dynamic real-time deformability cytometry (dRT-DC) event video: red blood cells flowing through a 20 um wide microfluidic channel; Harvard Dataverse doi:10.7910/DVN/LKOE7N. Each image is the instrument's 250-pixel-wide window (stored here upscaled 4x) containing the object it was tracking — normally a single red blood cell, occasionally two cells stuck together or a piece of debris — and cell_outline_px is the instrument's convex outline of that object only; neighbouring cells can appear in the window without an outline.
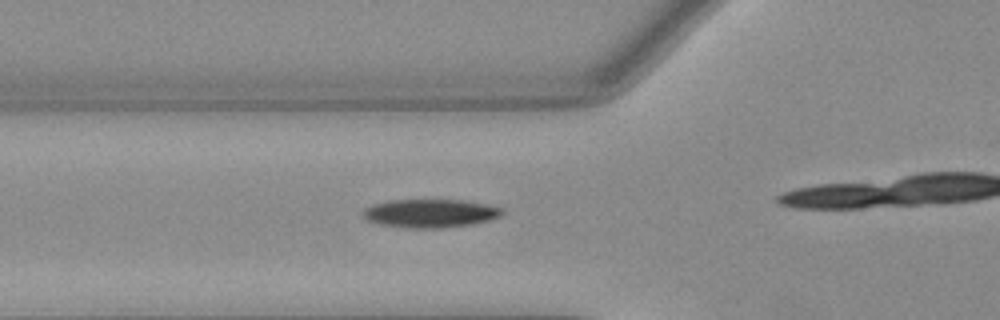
{"species": "Egyptian fruit bat (a non-hibernating species)", "species_latin": "Rousettus aegyptiacus", "temperature_condition": "warm", "stored_images_in_passage": 24, "camera_frame_rate_fps": 3000, "um_per_image_px": 0.085, "animal": {"sex": "female"}, "frame": {"image": 1, "passage_image": 2, "time_ms": 0.333, "image_size_px": [1000, 320], "cell_outline_px": [[504, 212], [500, 216], [488, 220], [468, 224], [432, 228], [416, 228], [384, 224], [368, 220], [364, 216], [364, 208], [372, 204], [388, 200], [464, 200], [488, 204], [504, 208]], "centroid_in_image_um": [36.61, 18.1], "position_along_channel_um": 89.2, "area_um2": 22.6}}
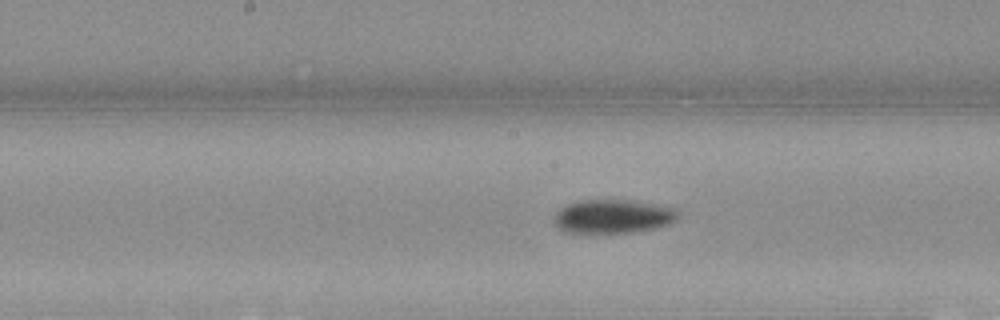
{"frame": {"image": 2, "passage_image": 10, "time_ms": 3.0, "image_size_px": [1000, 320], "cell_outline_px": [[680, 212], [668, 224], [652, 228], [632, 232], [564, 232], [556, 224], [556, 212], [560, 208], [568, 204], [580, 200], [636, 200], [676, 208]], "centroid_in_image_um": [52.11, 18.37], "position_along_channel_um": 196.1, "area_um2": 23.99}}
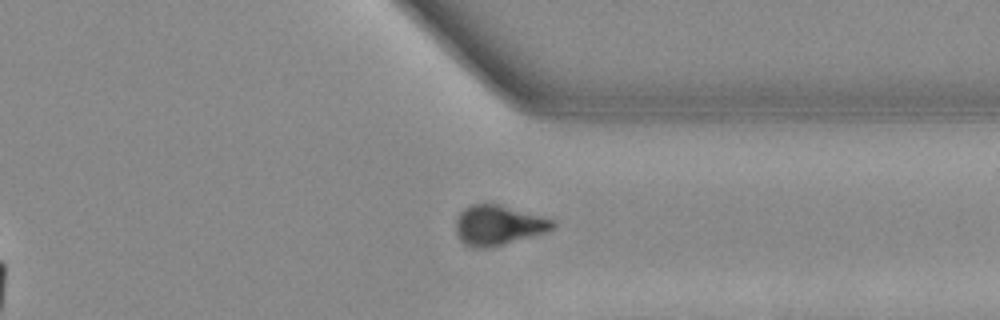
{"frame": {"image": 3, "passage_image": 23, "time_ms": 7.333, "image_size_px": [1000, 320], "cell_outline_px": [[556, 224], [548, 232], [504, 244], [488, 248], [472, 248], [464, 244], [460, 240], [456, 232], [456, 216], [464, 208], [472, 204], [496, 204], [552, 220]], "centroid_in_image_um": [42.29, 19.17], "position_along_channel_um": 369.1, "area_um2": 22.25}}